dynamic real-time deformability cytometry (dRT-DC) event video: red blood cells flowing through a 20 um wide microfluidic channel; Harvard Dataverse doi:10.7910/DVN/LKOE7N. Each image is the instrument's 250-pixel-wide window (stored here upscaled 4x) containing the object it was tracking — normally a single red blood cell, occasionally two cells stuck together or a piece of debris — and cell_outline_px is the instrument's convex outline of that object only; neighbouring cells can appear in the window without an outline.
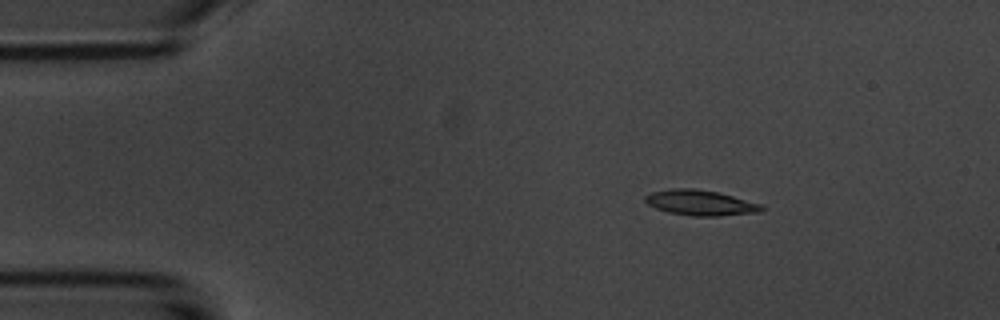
{"species": "common noctule bat (a hibernating species)", "species_latin": "Nyctalus noctula", "temperature_condition": "room temperature", "stored_images_in_passage": 4, "camera_frame_rate_fps": 3000, "um_per_image_px": 0.085, "animal": {"sex": "male", "body_mass_g": 20.1, "forearm_length_mm": 53.5}, "frame": {"image": 1, "passage_image": 2, "time_ms": 2.333, "image_size_px": [1000, 320], "cell_outline_px": [[764, 208], [760, 212], [720, 216], [692, 216], [668, 212], [656, 208], [648, 204], [644, 200], [644, 196], [652, 192], [672, 188], [692, 188], [716, 192], [764, 204]], "centroid_in_image_um": [59.55, 17.24], "position_along_channel_um": 25.5, "area_um2": 17.22}}